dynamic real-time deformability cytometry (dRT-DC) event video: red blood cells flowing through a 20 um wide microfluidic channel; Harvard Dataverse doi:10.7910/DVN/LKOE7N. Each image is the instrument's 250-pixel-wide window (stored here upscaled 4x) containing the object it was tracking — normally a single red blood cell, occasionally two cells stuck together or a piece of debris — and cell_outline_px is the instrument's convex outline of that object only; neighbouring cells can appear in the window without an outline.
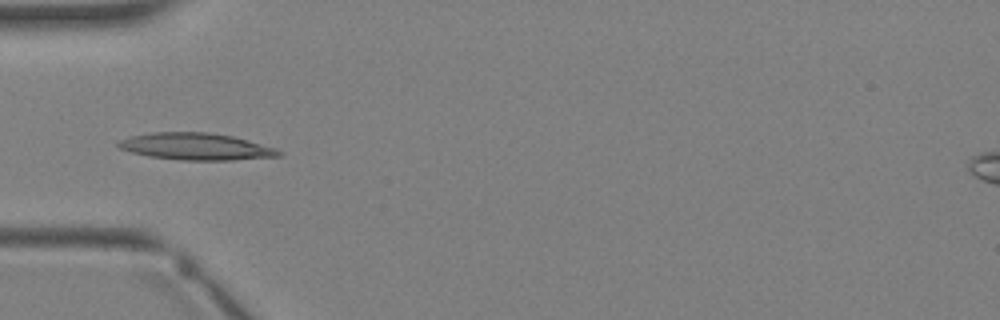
{"species": "Egyptian fruit bat (a non-hibernating species)", "species_latin": "Rousettus aegyptiacus", "temperature_condition": "warm", "stored_images_in_passage": 3, "camera_frame_rate_fps": 3000, "um_per_image_px": 0.085, "animal": {"sex": "female"}, "frame": {"image": 1, "passage_image": 3, "time_ms": 2.333, "image_size_px": [1000, 320], "cell_outline_px": [[284, 152], [280, 156], [232, 160], [180, 160], [148, 156], [132, 152], [120, 148], [116, 144], [120, 140], [128, 136], [152, 132], [208, 132], [232, 136], [248, 140], [276, 148]], "centroid_in_image_um": [16.66, 12.45], "position_along_channel_um": 68.3, "area_um2": 25.2}}